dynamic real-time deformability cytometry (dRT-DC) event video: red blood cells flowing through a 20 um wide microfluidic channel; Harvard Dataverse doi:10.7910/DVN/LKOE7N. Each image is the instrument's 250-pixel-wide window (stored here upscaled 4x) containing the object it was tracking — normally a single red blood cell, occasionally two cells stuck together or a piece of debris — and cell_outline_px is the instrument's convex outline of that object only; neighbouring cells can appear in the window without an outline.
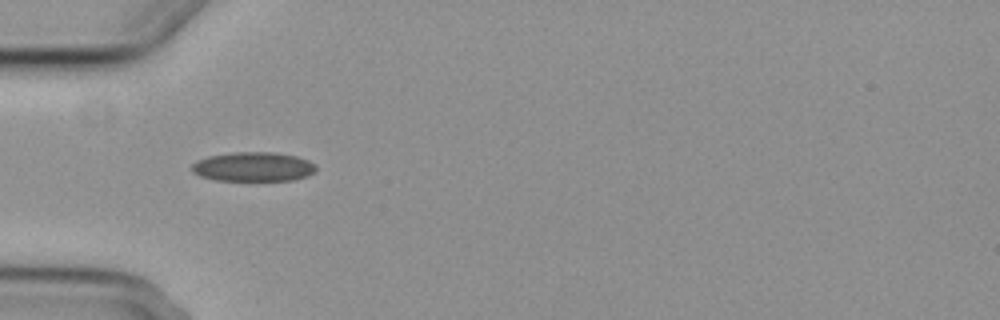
{"species": "common noctule bat (a hibernating species)", "species_latin": "Nyctalus noctula", "temperature_condition": "cold", "stored_images_in_passage": 5, "camera_frame_rate_fps": 3000, "um_per_image_px": 0.085, "animal": {"sex": "female", "body_mass_g": 29.2, "forearm_length_mm": 56.3}, "frame": {"image": 1, "passage_image": 3, "time_ms": 2.333, "image_size_px": [1000, 320], "cell_outline_px": [[316, 172], [308, 176], [292, 180], [216, 180], [200, 176], [192, 172], [192, 164], [196, 160], [208, 156], [232, 152], [276, 152], [296, 156], [308, 160], [316, 164]], "centroid_in_image_um": [21.55, 14.16], "position_along_channel_um": 63.5, "area_um2": 21.39}}
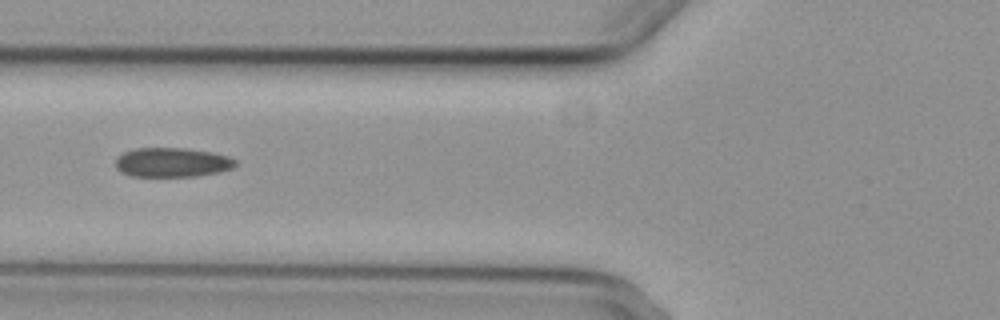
{"frame": {"image": 2, "passage_image": 4, "time_ms": 3.667, "image_size_px": [1000, 320], "cell_outline_px": [[236, 164], [232, 168], [220, 172], [196, 176], [132, 176], [120, 172], [116, 168], [116, 160], [124, 152], [136, 148], [184, 148], [212, 152], [228, 156], [236, 160]], "centroid_in_image_um": [14.64, 13.8], "position_along_channel_um": 111.2, "area_um2": 20.46}}